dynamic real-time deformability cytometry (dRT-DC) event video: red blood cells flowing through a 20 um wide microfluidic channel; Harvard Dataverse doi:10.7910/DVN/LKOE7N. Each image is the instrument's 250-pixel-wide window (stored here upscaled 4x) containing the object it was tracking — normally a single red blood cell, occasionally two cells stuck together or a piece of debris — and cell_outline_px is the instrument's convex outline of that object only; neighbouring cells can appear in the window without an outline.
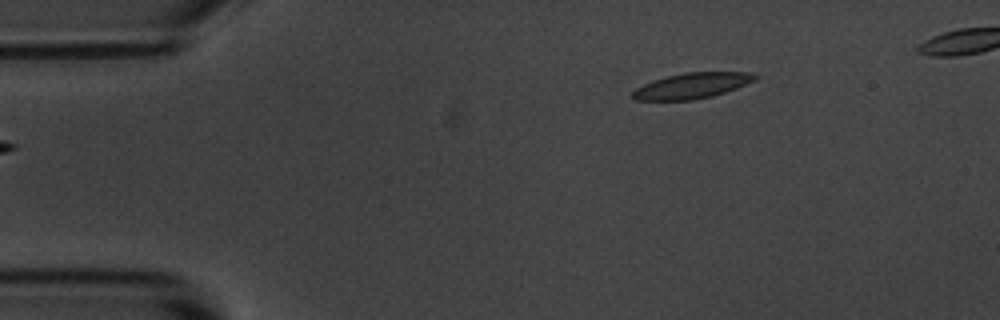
{"species": "common noctule bat (a hibernating species)", "species_latin": "Nyctalus noctula", "temperature_condition": "room temperature", "stored_images_in_passage": 2, "camera_frame_rate_fps": 3000, "um_per_image_px": 0.085, "animal": {"sex": "male", "body_mass_g": 20.1, "forearm_length_mm": 53.5}, "frame": {"image": 1, "passage_image": 2, "time_ms": 2.0, "image_size_px": [1000, 320], "cell_outline_px": [[760, 76], [756, 80], [736, 88], [712, 96], [692, 100], [636, 100], [632, 96], [632, 92], [636, 88], [652, 80], [684, 72], [752, 72]], "centroid_in_image_um": [58.84, 7.27], "position_along_channel_um": 26.2, "area_um2": 18.26}}